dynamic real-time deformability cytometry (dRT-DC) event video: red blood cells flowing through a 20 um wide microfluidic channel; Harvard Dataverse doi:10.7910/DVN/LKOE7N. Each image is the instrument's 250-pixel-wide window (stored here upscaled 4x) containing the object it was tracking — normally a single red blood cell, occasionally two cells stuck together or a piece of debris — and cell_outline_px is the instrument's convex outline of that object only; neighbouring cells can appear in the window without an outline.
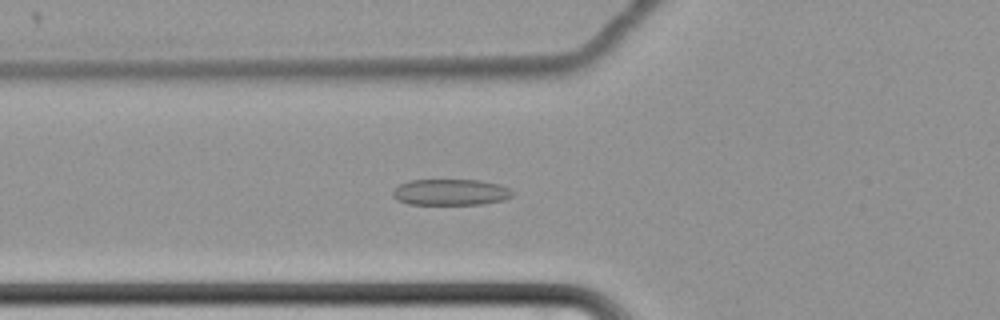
{"species": "common noctule bat (a hibernating species)", "species_latin": "Nyctalus noctula", "temperature_condition": "cold", "stored_images_in_passage": 65, "camera_frame_rate_fps": 3000, "um_per_image_px": 0.085, "animal": {"sex": "female", "body_mass_g": 22.7, "forearm_length_mm": 54.2}, "frame": {"image": 1, "passage_image": 27, "time_ms": 8.667, "image_size_px": [1000, 320], "cell_outline_px": [[512, 196], [504, 200], [480, 204], [408, 204], [396, 200], [392, 196], [392, 192], [400, 184], [408, 180], [480, 180], [500, 184], [508, 188], [512, 192]], "centroid_in_image_um": [38.28, 16.33], "position_along_channel_um": 87.5, "area_um2": 18.26}}
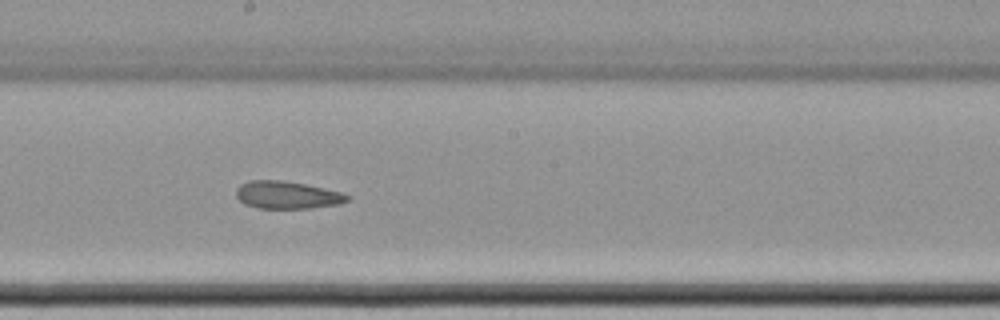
{"frame": {"image": 2, "passage_image": 39, "time_ms": 12.667, "image_size_px": [1000, 320], "cell_outline_px": [[352, 196], [348, 200], [340, 204], [312, 208], [256, 208], [244, 204], [236, 196], [236, 188], [240, 184], [248, 180], [280, 180], [304, 184], [324, 188], [340, 192]], "centroid_in_image_um": [24.39, 16.57], "position_along_channel_um": 223.8, "area_um2": 17.92}}
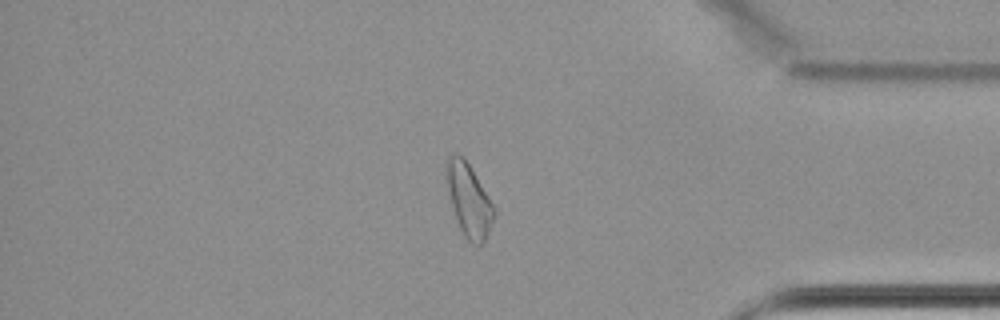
{"frame": {"image": 3, "passage_image": 56, "time_ms": 18.333, "image_size_px": [1000, 320], "cell_outline_px": [[496, 216], [484, 240], [480, 244], [472, 244], [464, 236], [460, 228], [452, 204], [448, 188], [444, 164], [448, 156], [452, 152], [456, 152], [464, 156], [488, 196], [496, 212]], "centroid_in_image_um": [39.84, 16.94], "position_along_channel_um": 395.4, "area_um2": 20.0}, "authors_computed_cell_mechanics": {"area_um2": 20.1722, "velocity_mm_per_s": 3.4136, "shape_relaxation_time_tau1_ms": null, "shape_relaxation_time_tau2_ms": 3.3746, "deformation_change_tau1": null, "deformation_change_tau2": 0.1114}}